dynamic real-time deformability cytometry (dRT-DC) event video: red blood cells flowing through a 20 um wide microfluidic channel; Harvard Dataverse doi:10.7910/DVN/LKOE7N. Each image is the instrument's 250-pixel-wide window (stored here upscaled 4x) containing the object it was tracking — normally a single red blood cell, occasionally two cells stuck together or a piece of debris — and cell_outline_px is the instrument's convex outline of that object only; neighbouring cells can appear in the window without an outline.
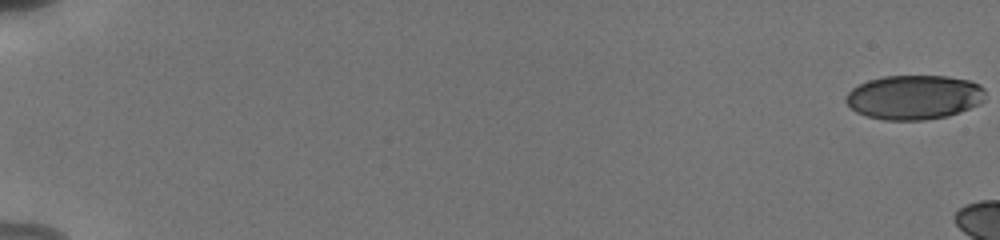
{"species": "human", "species_latin": "Homo sapiens", "temperature_condition": "cold", "stored_images_in_passage": 11, "camera_frame_rate_fps": 3000, "um_per_image_px": 0.085, "donor": {"sex": "male"}, "frame": {"image": 1, "passage_image": 1, "time_ms": 0.0, "image_size_px": [1000, 240], "cell_outline_px": [[984, 100], [980, 104], [960, 112], [948, 116], [924, 120], [884, 120], [868, 116], [856, 112], [844, 100], [844, 96], [852, 88], [868, 80], [884, 76], [948, 76], [972, 80], [980, 84], [984, 88]], "centroid_in_image_um": [77.72, 8.26], "position_along_channel_um": 7.3, "area_um2": 36.36}}